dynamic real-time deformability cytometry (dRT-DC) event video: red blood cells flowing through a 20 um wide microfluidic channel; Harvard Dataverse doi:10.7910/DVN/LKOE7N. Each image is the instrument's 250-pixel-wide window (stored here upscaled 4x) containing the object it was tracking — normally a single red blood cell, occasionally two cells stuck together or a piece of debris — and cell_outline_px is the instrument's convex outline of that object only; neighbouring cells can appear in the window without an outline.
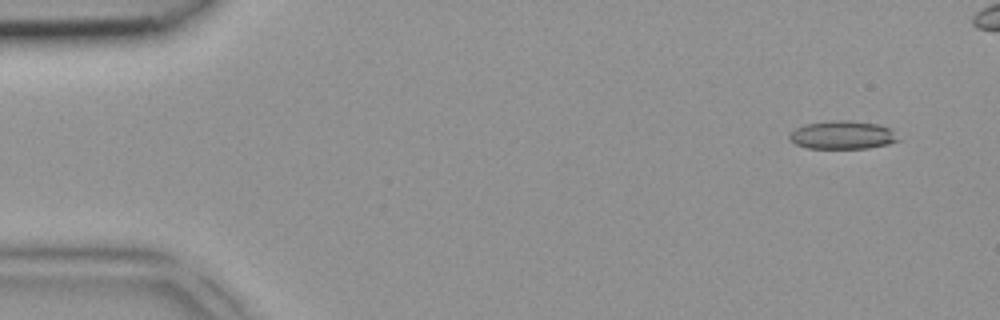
{"species": "common noctule bat (a hibernating species)", "species_latin": "Nyctalus noctula", "temperature_condition": "room temperature", "stored_images_in_passage": 5, "camera_frame_rate_fps": 3000, "um_per_image_px": 0.085, "animal": {"sex": "female", "body_mass_g": 18.4}, "frame": {"image": 1, "passage_image": 1, "time_ms": 0.0, "image_size_px": [1000, 320], "cell_outline_px": [[900, 140], [888, 144], [868, 148], [808, 148], [796, 144], [788, 140], [788, 132], [804, 124], [832, 120], [848, 120], [876, 124], [892, 128]], "centroid_in_image_um": [71.58, 11.47], "position_along_channel_um": 13.4, "area_um2": 18.09}}